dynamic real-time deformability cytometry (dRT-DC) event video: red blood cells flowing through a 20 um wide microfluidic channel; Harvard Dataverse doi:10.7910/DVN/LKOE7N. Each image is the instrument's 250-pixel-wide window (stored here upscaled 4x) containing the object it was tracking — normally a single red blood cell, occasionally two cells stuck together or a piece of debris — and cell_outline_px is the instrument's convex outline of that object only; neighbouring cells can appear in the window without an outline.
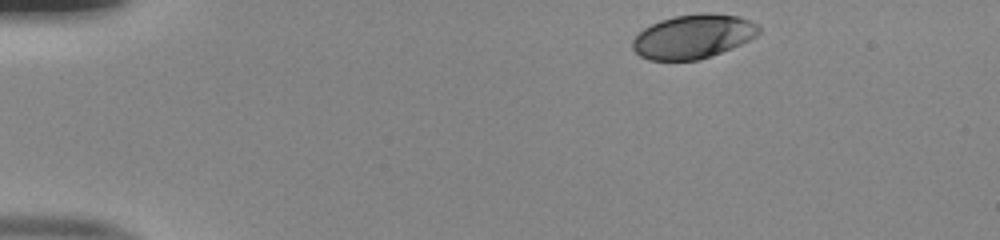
{"species": "human", "species_latin": "Homo sapiens", "temperature_condition": "room temperature", "stored_images_in_passage": 39, "camera_frame_rate_fps": 3000, "um_per_image_px": 0.085, "donor": {"sex": "male"}, "frame": {"image": 1, "passage_image": 1, "time_ms": 0.0, "image_size_px": [1000, 240], "cell_outline_px": [[760, 32], [756, 36], [732, 48], [700, 60], [648, 60], [640, 56], [632, 48], [632, 40], [644, 28], [660, 20], [676, 16], [700, 12], [712, 12], [740, 16], [760, 24]], "centroid_in_image_um": [58.95, 3.09], "position_along_channel_um": 26.1, "area_um2": 32.66}}
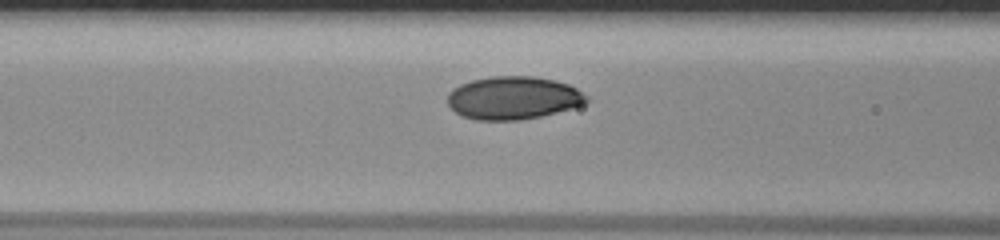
{"frame": {"image": 2, "passage_image": 15, "time_ms": 4.667, "image_size_px": [1000, 240], "cell_outline_px": [[588, 100], [584, 104], [572, 108], [540, 116], [520, 120], [476, 120], [464, 116], [456, 112], [448, 104], [448, 92], [452, 88], [460, 84], [472, 80], [492, 76], [532, 76], [556, 80], [568, 84], [576, 88], [588, 96]], "centroid_in_image_um": [43.63, 8.31], "position_along_channel_um": 123.0, "area_um2": 34.8}}
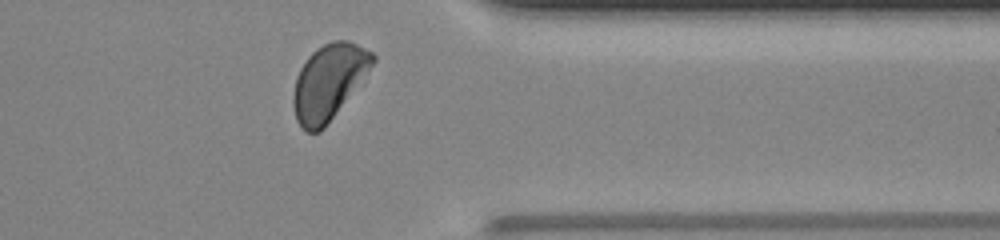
{"frame": {"image": 3, "passage_image": 35, "time_ms": 11.333, "image_size_px": [1000, 240], "cell_outline_px": [[376, 60], [324, 128], [320, 132], [308, 132], [296, 120], [292, 104], [292, 96], [296, 76], [300, 68], [308, 56], [316, 48], [332, 40], [348, 40], [372, 52], [376, 56]], "centroid_in_image_um": [27.9, 6.94], "position_along_channel_um": 383.5, "area_um2": 34.28}, "authors_computed_cell_mechanics": {"area_um2": 34.2754, "velocity_mm_per_s": 3.9995, "shape_relaxation_time_tau1_ms": 1.8604, "shape_relaxation_time_tau2_ms": null, "deformation_change_tau1": 0.1117, "deformation_change_tau2": null}}